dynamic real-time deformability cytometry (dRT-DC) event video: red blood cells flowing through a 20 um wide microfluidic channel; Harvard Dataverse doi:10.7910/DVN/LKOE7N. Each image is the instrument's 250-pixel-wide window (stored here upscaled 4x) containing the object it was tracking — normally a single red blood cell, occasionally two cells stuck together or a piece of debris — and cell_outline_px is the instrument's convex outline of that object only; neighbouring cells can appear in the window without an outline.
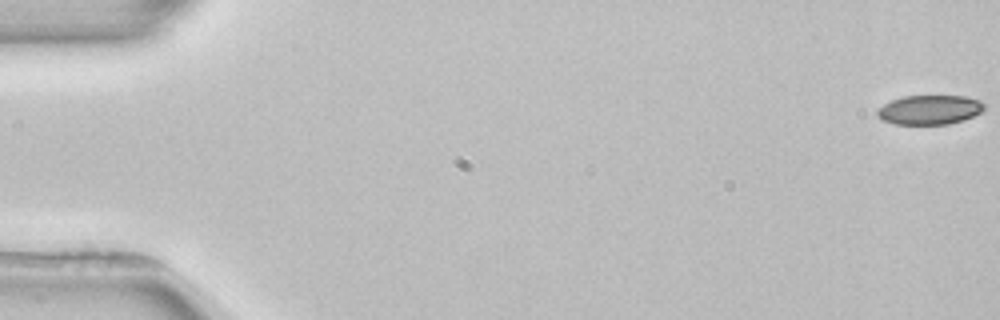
{"species": "common noctule bat (a hibernating species)", "species_latin": "Nyctalus noctula", "temperature_condition": "room temperature", "stored_images_in_passage": 6, "camera_frame_rate_fps": 3000, "um_per_image_px": 0.085, "animal": {"sex": "female", "body_mass_g": 22.7, "forearm_length_mm": 54.2}, "frame": {"image": 1, "passage_image": 1, "time_ms": 0.0, "image_size_px": [1000, 320], "cell_outline_px": [[984, 108], [980, 112], [964, 120], [948, 124], [892, 124], [880, 120], [876, 116], [876, 112], [884, 104], [892, 100], [904, 96], [964, 96], [980, 100], [984, 104]], "centroid_in_image_um": [78.98, 9.34], "position_along_channel_um": 6.0, "area_um2": 18.32}}